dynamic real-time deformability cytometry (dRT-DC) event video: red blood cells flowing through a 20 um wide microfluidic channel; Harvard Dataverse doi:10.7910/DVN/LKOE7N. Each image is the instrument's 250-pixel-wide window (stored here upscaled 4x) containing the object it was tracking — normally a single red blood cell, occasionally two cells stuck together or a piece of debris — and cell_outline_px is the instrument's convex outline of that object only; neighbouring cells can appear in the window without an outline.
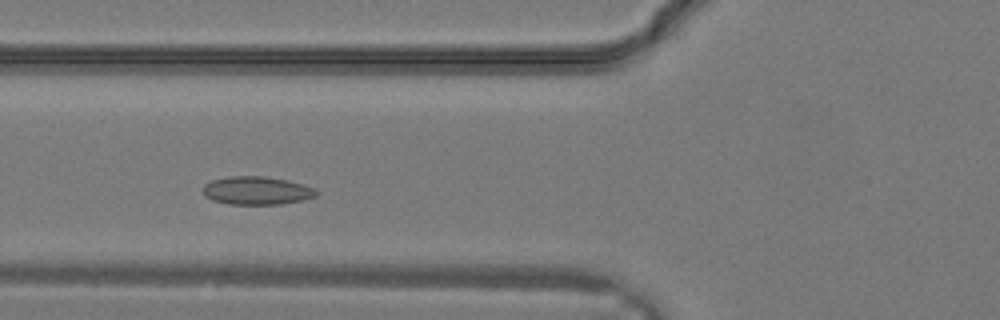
{"species": "common noctule bat (a hibernating species)", "species_latin": "Nyctalus noctula", "temperature_condition": "warm", "stored_images_in_passage": 28, "camera_frame_rate_fps": 3000, "um_per_image_px": 0.085, "animal": {"sex": "male", "body_mass_g": 19.2, "forearm_length_mm": 51.8}, "frame": {"image": 1, "passage_image": 8, "time_ms": 2.333, "image_size_px": [1000, 320], "cell_outline_px": [[320, 192], [316, 196], [304, 200], [280, 204], [228, 204], [212, 200], [204, 196], [204, 184], [212, 180], [228, 176], [264, 176], [288, 180], [304, 184], [316, 188]], "centroid_in_image_um": [21.86, 16.19], "position_along_channel_um": 103.9, "area_um2": 18.84}}
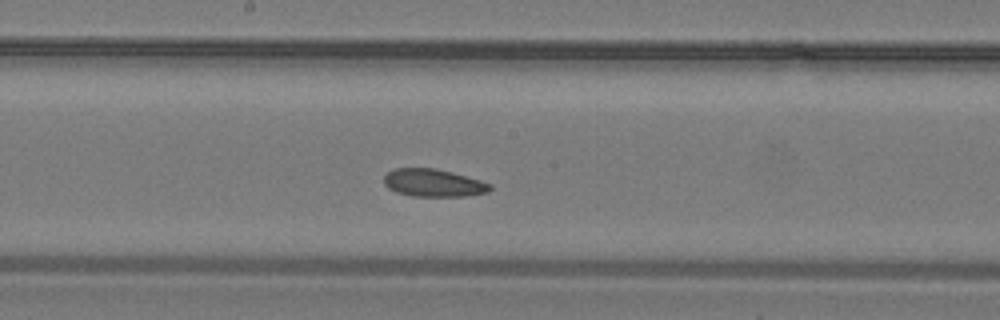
{"frame": {"image": 2, "passage_image": 13, "time_ms": 4.0, "image_size_px": [1000, 320], "cell_outline_px": [[492, 188], [488, 192], [464, 196], [412, 196], [396, 192], [388, 188], [384, 184], [384, 176], [392, 168], [436, 168], [452, 172], [480, 180], [492, 184]], "centroid_in_image_um": [36.82, 15.54], "position_along_channel_um": 211.4, "area_um2": 17.17}}
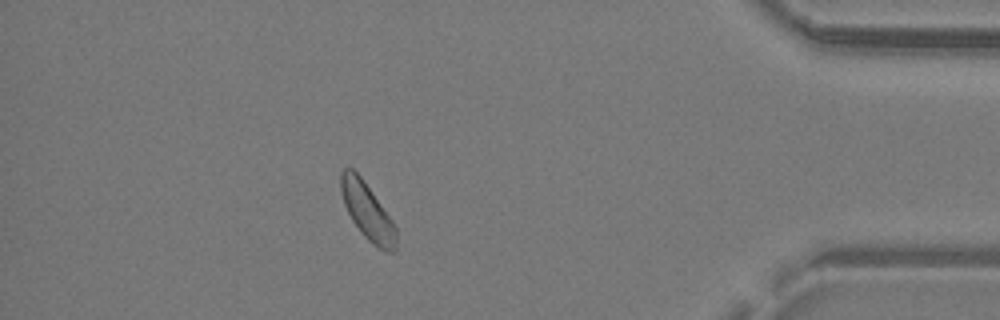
{"frame": {"image": 3, "passage_image": 24, "time_ms": 7.667, "image_size_px": [1000, 320], "cell_outline_px": [[396, 248], [392, 252], [388, 252], [372, 244], [360, 232], [352, 220], [344, 204], [340, 192], [340, 172], [344, 168], [352, 168], [360, 176], [392, 220], [396, 228]], "centroid_in_image_um": [31.2, 17.96], "position_along_channel_um": 404.0, "area_um2": 18.03}}